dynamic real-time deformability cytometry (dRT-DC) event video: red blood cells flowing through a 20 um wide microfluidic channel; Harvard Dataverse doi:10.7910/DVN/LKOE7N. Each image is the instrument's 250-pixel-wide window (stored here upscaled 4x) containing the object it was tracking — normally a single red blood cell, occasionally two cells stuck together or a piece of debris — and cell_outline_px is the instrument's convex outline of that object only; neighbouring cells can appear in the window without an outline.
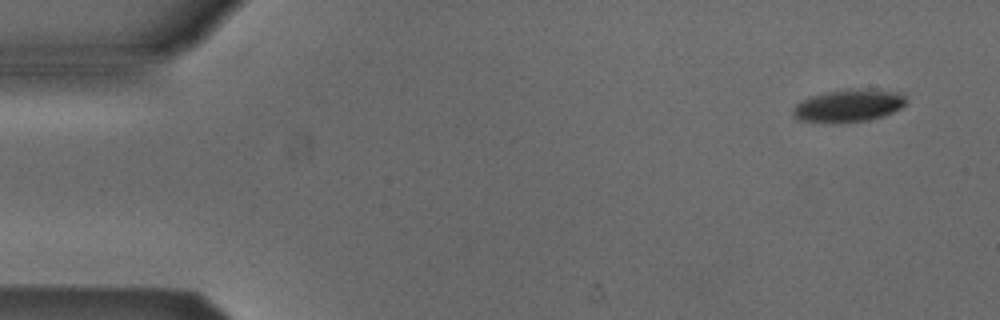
{"species": "Egyptian fruit bat (a non-hibernating species)", "species_latin": "Rousettus aegyptiacus", "temperature_condition": "cold", "stored_images_in_passage": 6, "camera_frame_rate_fps": 3000, "um_per_image_px": 0.085, "animal": {"sex": "male"}, "frame": {"image": 1, "passage_image": 1, "time_ms": 0.0, "image_size_px": [1000, 320], "cell_outline_px": [[908, 100], [900, 108], [892, 112], [880, 116], [864, 120], [800, 120], [792, 116], [792, 108], [796, 104], [812, 96], [828, 92], [900, 92]], "centroid_in_image_um": [72.1, 9.0], "position_along_channel_um": 12.9, "area_um2": 19.31}}
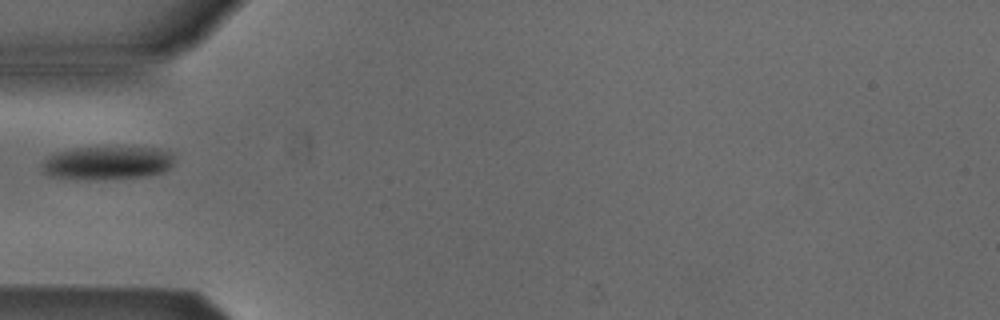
{"frame": {"image": 2, "passage_image": 5, "time_ms": 1.333, "image_size_px": [1000, 320], "cell_outline_px": [[172, 164], [164, 172], [144, 176], [48, 176], [44, 172], [40, 164], [48, 156], [56, 152], [68, 148], [160, 148], [172, 152]], "centroid_in_image_um": [9.13, 13.78], "position_along_channel_um": 75.9, "area_um2": 24.28}}
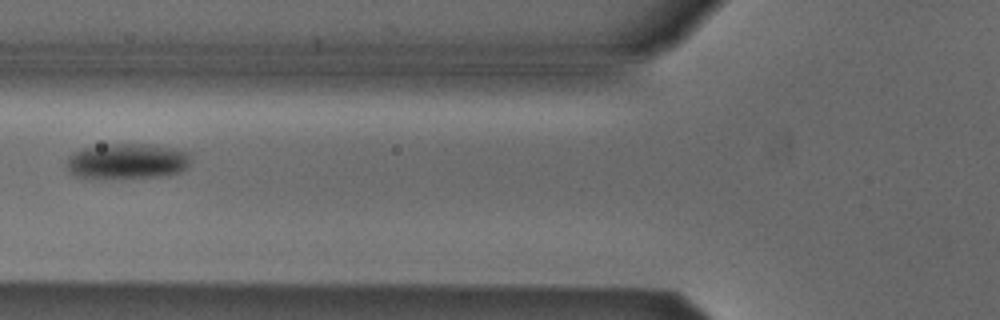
{"frame": {"image": 3, "passage_image": 6, "time_ms": 1.667, "image_size_px": [1000, 320], "cell_outline_px": [[192, 160], [188, 168], [180, 172], [168, 176], [72, 176], [64, 164], [68, 156], [72, 152], [84, 148], [104, 144], [148, 144], [172, 148], [188, 152]], "centroid_in_image_um": [10.83, 13.67], "position_along_channel_um": 115.0, "area_um2": 25.43}}